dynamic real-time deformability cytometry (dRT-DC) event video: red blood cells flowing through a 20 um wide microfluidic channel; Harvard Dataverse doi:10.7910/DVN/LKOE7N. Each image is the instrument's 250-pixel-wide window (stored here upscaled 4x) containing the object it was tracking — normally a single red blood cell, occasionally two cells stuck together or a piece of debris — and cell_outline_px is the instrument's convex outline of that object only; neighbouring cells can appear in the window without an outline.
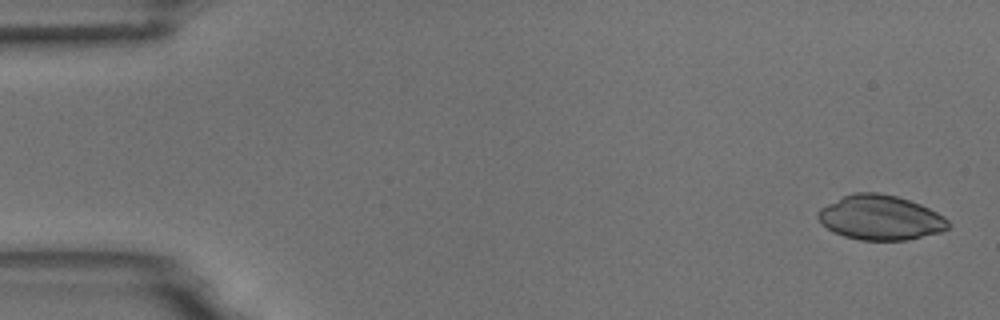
{"species": "common noctule bat (a hibernating species)", "species_latin": "Nyctalus noctula", "temperature_condition": "room temperature", "stored_images_in_passage": 4, "camera_frame_rate_fps": 3000, "um_per_image_px": 0.085, "animal": {"sex": "male", "body_mass_g": 18.8}, "frame": {"image": 1, "passage_image": 1, "time_ms": 0.0, "image_size_px": [1000, 320], "cell_outline_px": [[952, 224], [948, 228], [940, 232], [908, 240], [860, 240], [844, 236], [832, 232], [820, 224], [816, 216], [816, 212], [820, 208], [852, 192], [876, 192], [896, 196], [920, 204], [944, 216]], "centroid_in_image_um": [74.8, 18.5], "position_along_channel_um": 10.2, "area_um2": 34.1}}